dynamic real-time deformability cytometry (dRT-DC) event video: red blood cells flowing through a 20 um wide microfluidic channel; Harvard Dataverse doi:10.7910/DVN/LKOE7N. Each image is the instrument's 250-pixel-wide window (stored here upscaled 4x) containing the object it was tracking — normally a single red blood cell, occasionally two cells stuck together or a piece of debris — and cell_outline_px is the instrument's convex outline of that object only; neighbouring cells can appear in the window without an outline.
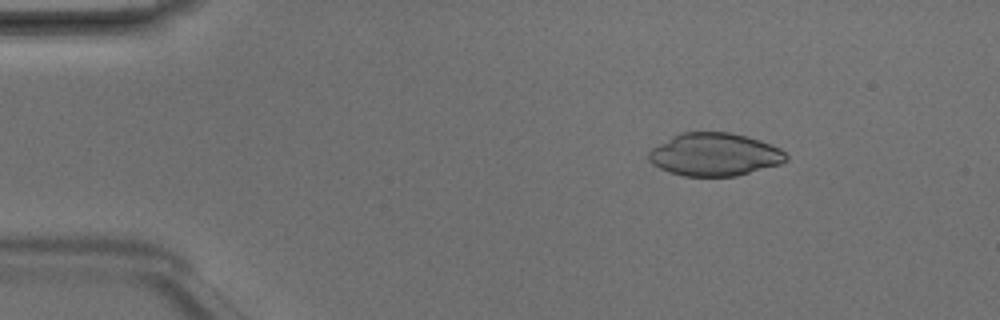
{"species": "Egyptian fruit bat (a non-hibernating species)", "species_latin": "Rousettus aegyptiacus", "temperature_condition": "room temperature", "stored_images_in_passage": 3, "camera_frame_rate_fps": 3000, "um_per_image_px": 0.085, "animal": {"sex": "male"}, "frame": {"image": 1, "passage_image": 2, "time_ms": 0.333, "image_size_px": [1000, 320], "cell_outline_px": [[788, 160], [780, 164], [736, 176], [684, 176], [668, 172], [652, 164], [648, 160], [648, 152], [652, 148], [672, 136], [680, 132], [728, 132], [760, 140], [772, 144], [780, 148], [788, 156]], "centroid_in_image_um": [60.73, 13.13], "position_along_channel_um": 24.3, "area_um2": 34.39}}